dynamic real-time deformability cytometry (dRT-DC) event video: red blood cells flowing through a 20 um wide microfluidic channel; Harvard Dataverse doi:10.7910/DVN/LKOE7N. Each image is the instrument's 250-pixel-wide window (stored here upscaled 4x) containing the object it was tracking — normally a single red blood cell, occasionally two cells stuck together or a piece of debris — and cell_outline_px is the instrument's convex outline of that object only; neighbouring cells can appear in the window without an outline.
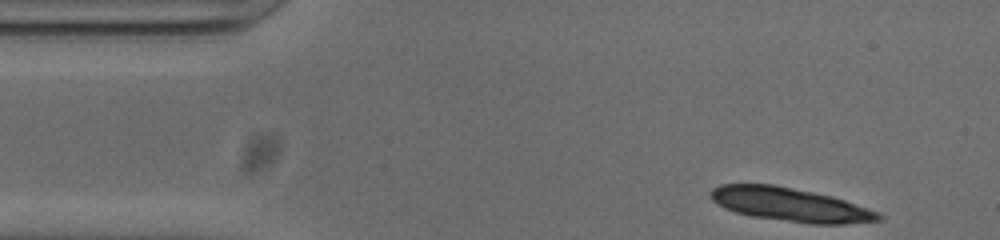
{"species": "common noctule bat (a hibernating species)", "species_latin": "Nyctalus noctula", "temperature_condition": "cold", "stored_images_in_passage": 41, "camera_frame_rate_fps": 3000, "um_per_image_px": 0.085, "animal": {"sex": "male", "body_mass_g": 20.0, "forearm_length_mm": 53.3}, "frame": {"image": 1, "passage_image": 1, "time_ms": 0.0, "image_size_px": [1000, 240], "cell_outline_px": [[884, 216], [880, 220], [844, 224], [812, 224], [752, 216], [736, 212], [724, 208], [712, 200], [708, 196], [708, 192], [712, 188], [720, 184], [776, 184], [832, 196], [844, 200], [876, 212]], "centroid_in_image_um": [67.1, 17.38], "position_along_channel_um": 17.9, "area_um2": 32.83}}
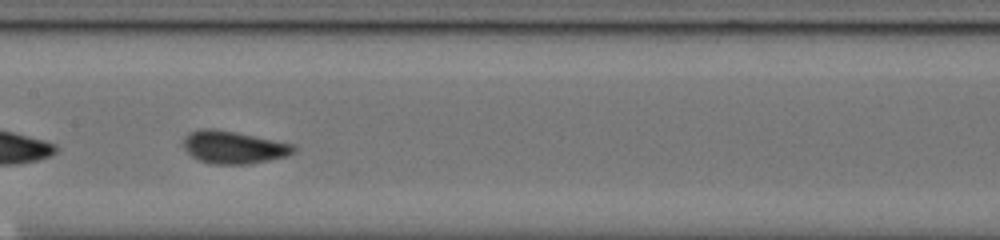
{"frame": {"image": 2, "passage_image": 21, "time_ms": 6.667, "image_size_px": [1000, 240], "cell_outline_px": [[296, 152], [288, 156], [248, 164], [212, 164], [200, 160], [192, 156], [184, 148], [184, 136], [188, 132], [200, 128], [216, 128], [292, 144], [296, 148]], "centroid_in_image_um": [19.83, 12.51], "position_along_channel_um": 187.6, "area_um2": 20.92}}
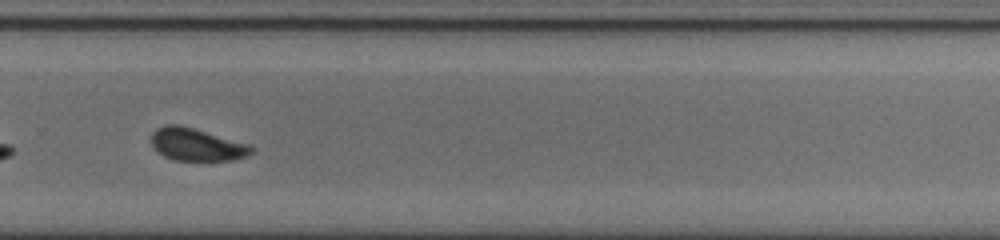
{"frame": {"image": 3, "passage_image": 31, "time_ms": 10.0, "image_size_px": [1000, 240], "cell_outline_px": [[252, 152], [248, 156], [232, 160], [176, 160], [164, 156], [152, 144], [152, 132], [156, 128], [164, 124], [180, 124], [252, 144]], "centroid_in_image_um": [16.75, 12.26], "position_along_channel_um": 313.1, "area_um2": 19.07}, "authors_computed_cell_mechanics": {"area_um2": 19.9988, "velocity_mm_per_s": 3.7744, "shape_relaxation_time_tau1_ms": 2.8246, "shape_relaxation_time_tau2_ms": null, "deformation_change_tau1": 0.0989, "deformation_change_tau2": null}}